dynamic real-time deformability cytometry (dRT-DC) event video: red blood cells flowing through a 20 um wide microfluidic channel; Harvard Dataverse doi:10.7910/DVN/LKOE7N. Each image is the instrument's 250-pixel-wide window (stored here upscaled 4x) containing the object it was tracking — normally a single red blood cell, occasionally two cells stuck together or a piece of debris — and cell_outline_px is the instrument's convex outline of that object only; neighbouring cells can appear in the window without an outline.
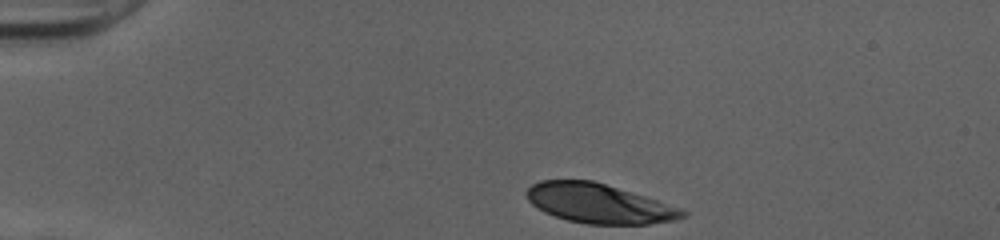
{"species": "human", "species_latin": "Homo sapiens", "temperature_condition": "cold", "stored_images_in_passage": 33, "camera_frame_rate_fps": 3000, "um_per_image_px": 0.085, "donor": {"sex": "female"}, "frame": {"image": 1, "passage_image": 1, "time_ms": 0.0, "image_size_px": [1000, 240], "cell_outline_px": [[688, 216], [676, 220], [648, 224], [588, 224], [568, 220], [544, 212], [532, 204], [528, 200], [524, 192], [532, 184], [540, 180], [592, 180], [644, 196], [680, 208], [688, 212]], "centroid_in_image_um": [50.9, 17.3], "position_along_channel_um": 34.1, "area_um2": 35.66}}
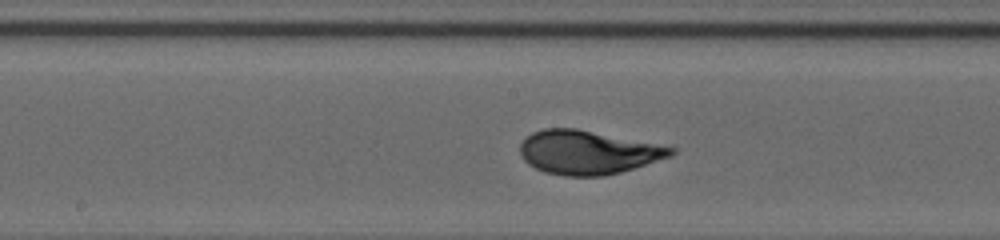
{"frame": {"image": 2, "passage_image": 18, "time_ms": 5.667, "image_size_px": [1000, 240], "cell_outline_px": [[676, 152], [672, 156], [620, 172], [604, 176], [564, 176], [544, 172], [528, 164], [520, 156], [520, 144], [532, 132], [544, 128], [576, 128], [676, 148]], "centroid_in_image_um": [49.94, 12.95], "position_along_channel_um": 198.3, "area_um2": 38.32}}
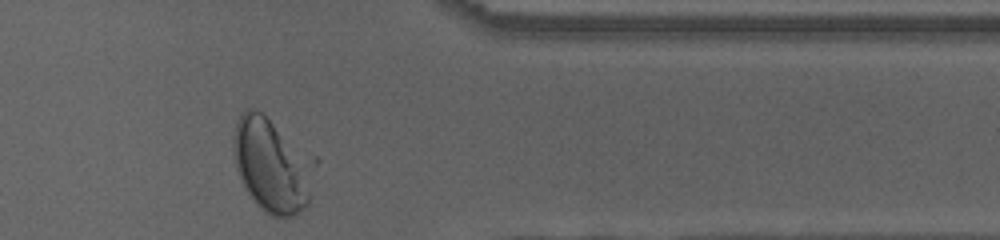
{"frame": {"image": 3, "passage_image": 33, "time_ms": 10.667, "image_size_px": [1000, 240], "cell_outline_px": [[308, 204], [292, 216], [284, 220], [272, 216], [264, 212], [256, 204], [244, 188], [236, 168], [232, 152], [232, 140], [236, 124], [244, 108], [252, 108], [260, 112], [272, 124], [296, 168], [308, 192]], "centroid_in_image_um": [22.68, 14.19], "position_along_channel_um": 388.7, "area_um2": 37.8}, "authors_computed_cell_mechanics": {"area_um2": 38.0902, "velocity_mm_per_s": 4.0035, "shape_relaxation_time_tau1_ms": 3.4055, "shape_relaxation_time_tau2_ms": null, "deformation_change_tau1": 0.1896, "deformation_change_tau2": null}}